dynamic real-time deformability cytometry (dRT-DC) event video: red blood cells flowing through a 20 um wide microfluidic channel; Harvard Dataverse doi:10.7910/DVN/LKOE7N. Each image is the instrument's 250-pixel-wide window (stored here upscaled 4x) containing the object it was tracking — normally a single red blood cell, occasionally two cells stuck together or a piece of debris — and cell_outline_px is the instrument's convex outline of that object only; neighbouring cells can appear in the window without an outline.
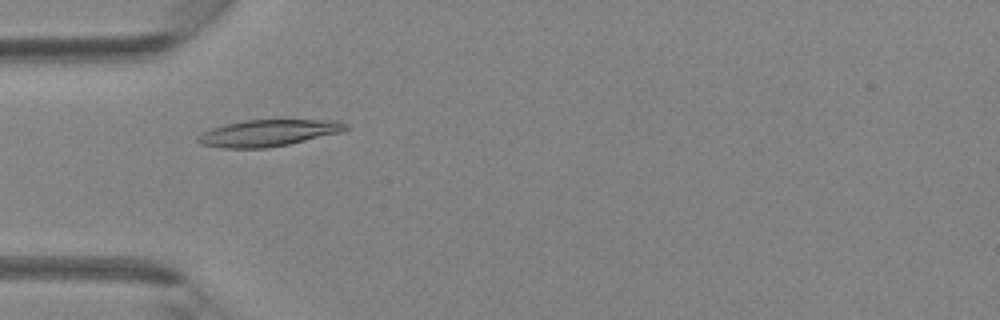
{"species": "Egyptian fruit bat (a non-hibernating species)", "species_latin": "Rousettus aegyptiacus", "temperature_condition": "room temperature", "stored_images_in_passage": 41, "camera_frame_rate_fps": 3000, "um_per_image_px": 0.085, "animal": {"sex": "female"}, "frame": {"image": 1, "passage_image": 13, "time_ms": 4.0, "image_size_px": [1000, 320], "cell_outline_px": [[348, 128], [340, 132], [288, 144], [268, 148], [224, 148], [200, 144], [196, 140], [196, 136], [200, 132], [224, 124], [244, 120], [336, 120], [348, 124]], "centroid_in_image_um": [22.73, 11.3], "position_along_channel_um": 62.3, "area_um2": 22.89}}
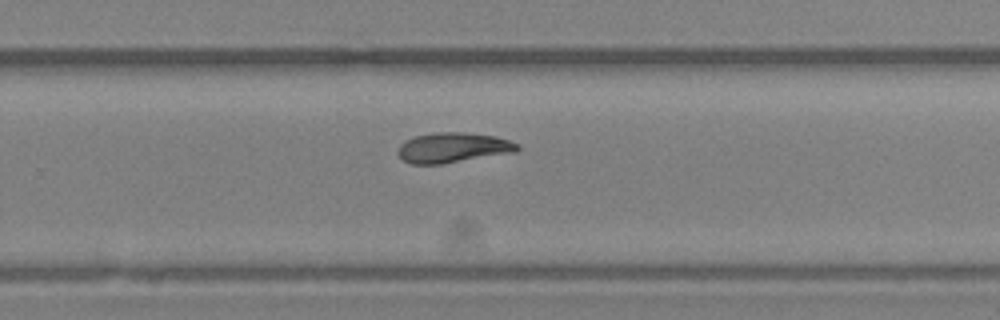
{"frame": {"image": 2, "passage_image": 27, "time_ms": 8.667, "image_size_px": [1000, 320], "cell_outline_px": [[520, 148], [516, 152], [440, 164], [412, 164], [404, 160], [396, 152], [400, 144], [404, 140], [416, 136], [432, 132], [464, 132], [496, 136], [520, 144]], "centroid_in_image_um": [38.5, 12.54], "position_along_channel_um": 291.3, "area_um2": 21.04}}
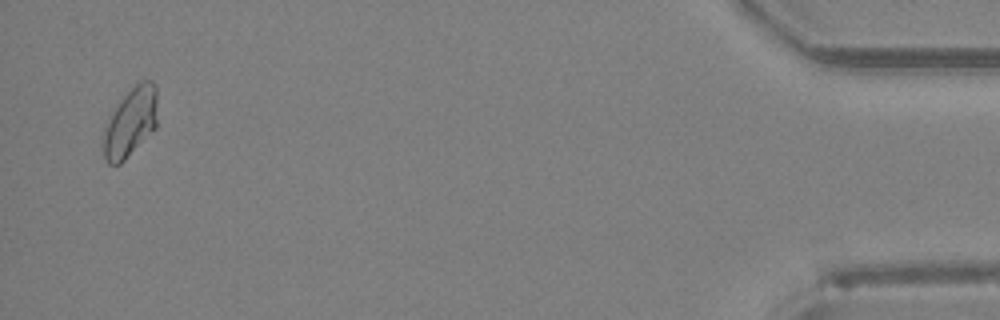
{"frame": {"image": 3, "passage_image": 40, "time_ms": 13.0, "image_size_px": [1000, 320], "cell_outline_px": [[156, 128], [120, 164], [108, 164], [104, 156], [104, 132], [108, 116], [116, 104], [140, 80], [152, 80], [156, 88]], "centroid_in_image_um": [11.09, 10.38], "position_along_channel_um": 424.1, "area_um2": 21.56}}